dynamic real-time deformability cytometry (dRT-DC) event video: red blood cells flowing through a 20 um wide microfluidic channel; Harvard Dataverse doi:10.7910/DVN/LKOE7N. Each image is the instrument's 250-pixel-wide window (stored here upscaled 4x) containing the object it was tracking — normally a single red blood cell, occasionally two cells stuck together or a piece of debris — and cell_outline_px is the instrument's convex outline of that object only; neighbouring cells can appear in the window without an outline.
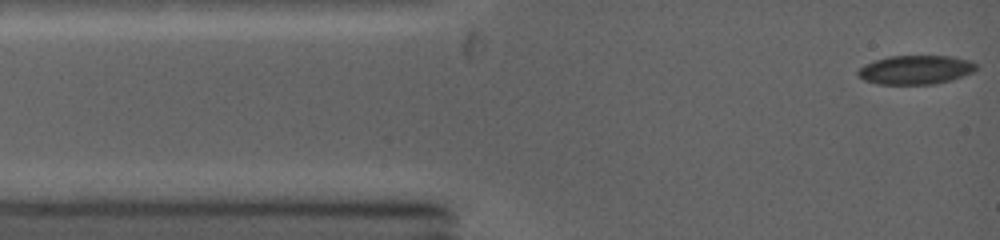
{"species": "common noctule bat (a hibernating species)", "species_latin": "Nyctalus noctula", "temperature_condition": "warm", "stored_images_in_passage": 48, "camera_frame_rate_fps": 5000, "um_per_image_px": 0.085, "animal": {"sex": "female", "body_mass_g": 19.0, "forearm_length_mm": 53.3}, "frame": {"image": 1, "passage_image": 1, "time_ms": 0.0, "image_size_px": [1000, 240], "cell_outline_px": [[976, 68], [972, 72], [948, 80], [932, 84], [880, 84], [864, 80], [856, 72], [860, 68], [876, 60], [888, 56], [952, 56], [976, 64]], "centroid_in_image_um": [77.78, 5.93], "position_along_channel_um": 7.2, "area_um2": 19.36}}
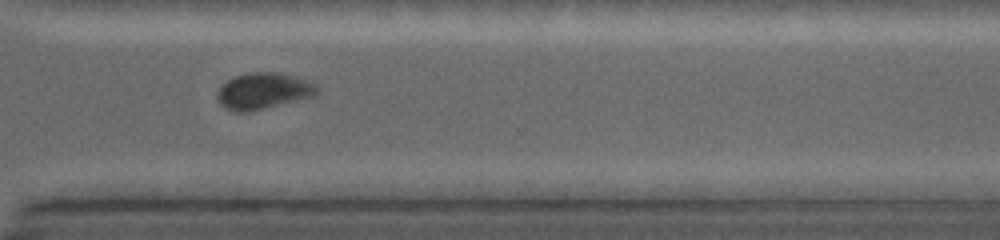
{"frame": {"image": 2, "passage_image": 30, "time_ms": 9.2, "image_size_px": [1000, 240], "cell_outline_px": [[320, 92], [316, 96], [248, 112], [236, 112], [220, 104], [216, 100], [216, 92], [228, 80], [236, 76], [248, 72], [276, 72], [292, 76], [316, 84], [320, 88]], "centroid_in_image_um": [22.4, 7.74], "position_along_channel_um": 348.2, "area_um2": 21.1}}
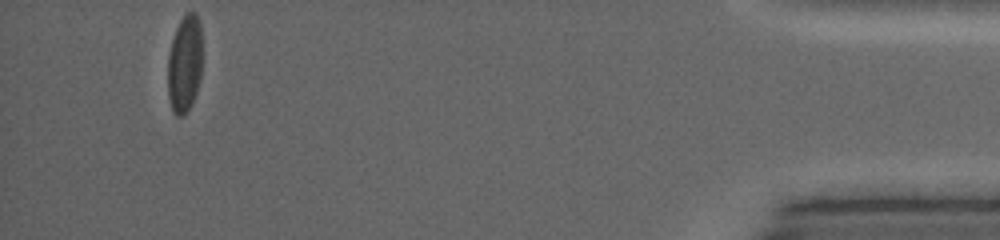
{"frame": {"image": 3, "passage_image": 48, "time_ms": 13.0, "image_size_px": [1000, 240], "cell_outline_px": [[200, 80], [192, 104], [184, 116], [176, 116], [172, 112], [168, 96], [168, 56], [172, 40], [176, 28], [180, 20], [188, 12], [196, 12], [200, 24]], "centroid_in_image_um": [15.67, 5.47], "position_along_channel_um": 419.5, "area_um2": 19.48}, "authors_computed_cell_mechanics": {"area_um2": 20.4612, "velocity_mm_per_s": 4.305, "shape_relaxation_time_tau1_ms": 5.8814, "shape_relaxation_time_tau2_ms": 1.0904, "deformation_change_tau1": 0.1291, "deformation_change_tau2": 0.042}}